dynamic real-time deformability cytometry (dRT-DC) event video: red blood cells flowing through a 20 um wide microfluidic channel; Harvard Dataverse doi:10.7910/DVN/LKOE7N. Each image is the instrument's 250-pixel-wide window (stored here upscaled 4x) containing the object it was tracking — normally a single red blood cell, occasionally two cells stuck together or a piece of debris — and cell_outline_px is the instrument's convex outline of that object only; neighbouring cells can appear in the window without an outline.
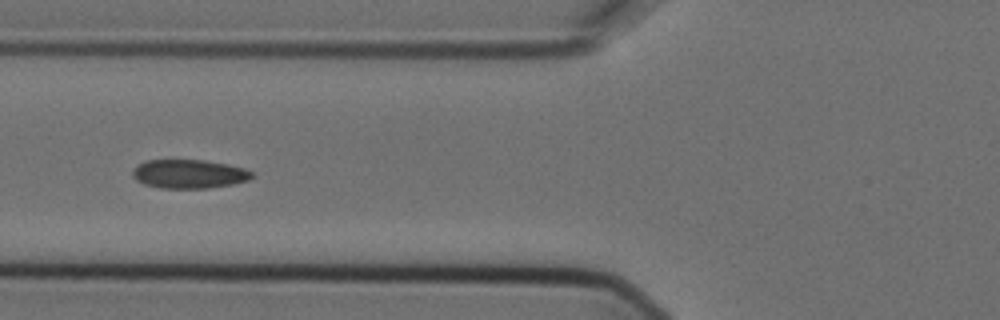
{"species": "Egyptian fruit bat (a non-hibernating species)", "species_latin": "Rousettus aegyptiacus", "temperature_condition": "cold", "stored_images_in_passage": 7, "camera_frame_rate_fps": 3000, "um_per_image_px": 0.085, "animal": {"sex": "female"}, "frame": {"image": 1, "passage_image": 6, "time_ms": 1.667, "image_size_px": [1000, 320], "cell_outline_px": [[256, 176], [248, 180], [232, 184], [208, 188], [160, 188], [144, 184], [136, 180], [132, 176], [132, 168], [136, 164], [144, 160], [204, 160], [228, 164], [244, 168], [252, 172]], "centroid_in_image_um": [16.04, 14.78], "position_along_channel_um": 109.8, "area_um2": 20.29}}
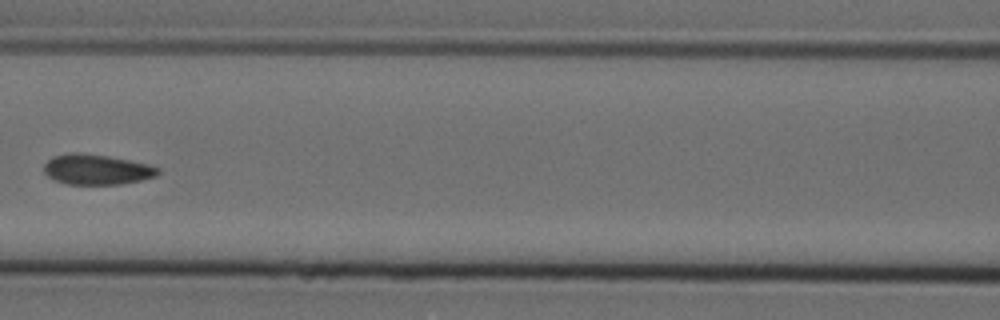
{"frame": {"image": 2, "passage_image": 7, "time_ms": 2.0, "image_size_px": [1000, 320], "cell_outline_px": [[160, 172], [156, 176], [140, 180], [120, 184], [64, 184], [48, 176], [44, 172], [44, 164], [52, 156], [68, 152], [80, 152], [108, 156], [148, 164], [160, 168]], "centroid_in_image_um": [8.19, 14.39], "position_along_channel_um": 158.4, "area_um2": 20.17}}